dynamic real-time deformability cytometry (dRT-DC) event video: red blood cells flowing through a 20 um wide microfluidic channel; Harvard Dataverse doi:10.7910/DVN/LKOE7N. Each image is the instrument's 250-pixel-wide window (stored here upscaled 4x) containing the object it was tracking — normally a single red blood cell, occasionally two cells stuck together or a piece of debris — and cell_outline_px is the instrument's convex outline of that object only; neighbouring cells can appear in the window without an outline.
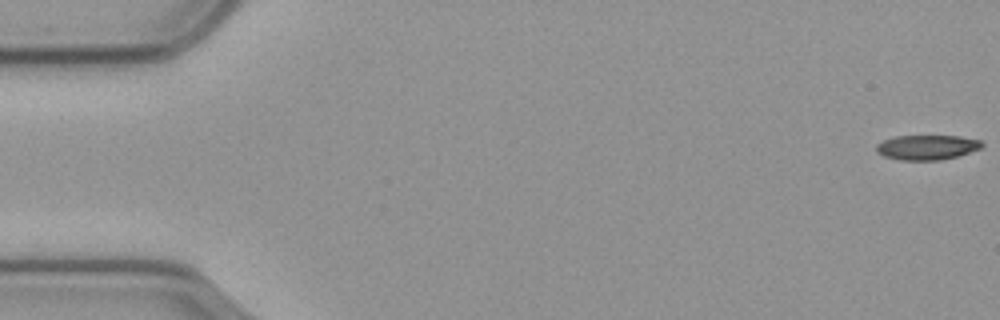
{"species": "common noctule bat (a hibernating species)", "species_latin": "Nyctalus noctula", "temperature_condition": "cold", "stored_images_in_passage": 8, "camera_frame_rate_fps": 3000, "um_per_image_px": 0.085, "animal": {"sex": "male", "body_mass_g": 23.1, "forearm_length_mm": 52.7}, "frame": {"image": 1, "passage_image": 1, "time_ms": 0.0, "image_size_px": [1000, 320], "cell_outline_px": [[984, 144], [980, 148], [956, 156], [940, 160], [900, 160], [884, 156], [876, 152], [876, 144], [884, 140], [896, 136], [960, 136], [980, 140]], "centroid_in_image_um": [78.76, 12.52], "position_along_channel_um": 6.2, "area_um2": 15.14}}